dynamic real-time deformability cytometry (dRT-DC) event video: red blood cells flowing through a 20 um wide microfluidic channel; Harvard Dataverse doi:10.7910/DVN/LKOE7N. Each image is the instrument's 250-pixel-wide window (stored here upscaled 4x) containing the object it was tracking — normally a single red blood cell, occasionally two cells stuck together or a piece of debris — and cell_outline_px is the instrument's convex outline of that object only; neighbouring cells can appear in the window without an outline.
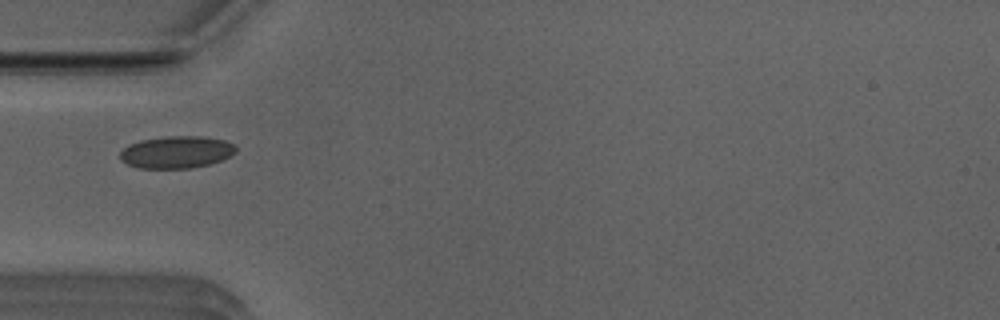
{"species": "Egyptian fruit bat (a non-hibernating species)", "species_latin": "Rousettus aegyptiacus", "temperature_condition": "room temperature", "stored_images_in_passage": 31, "camera_frame_rate_fps": 3000, "um_per_image_px": 0.085, "animal": {"sex": "male"}, "frame": {"image": 1, "passage_image": 1, "time_ms": 0.0, "image_size_px": [1000, 320], "cell_outline_px": [[236, 152], [220, 160], [208, 164], [192, 168], [140, 168], [128, 164], [120, 160], [120, 152], [128, 144], [140, 140], [164, 136], [204, 136], [224, 140], [236, 144]], "centroid_in_image_um": [14.99, 12.92], "position_along_channel_um": 70.0, "area_um2": 21.79}}
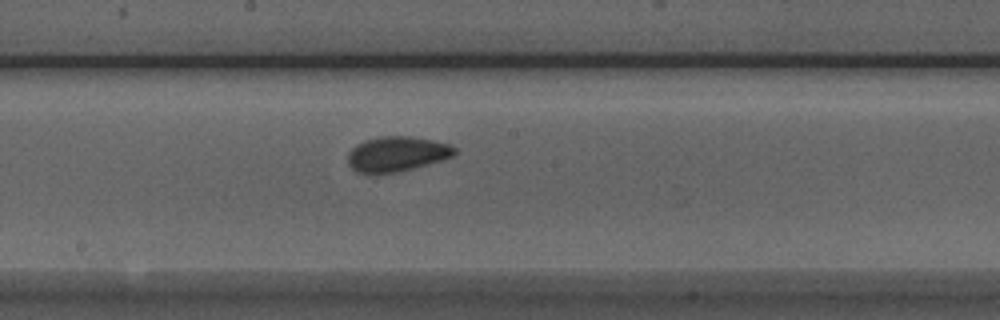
{"frame": {"image": 2, "passage_image": 12, "time_ms": 3.667, "image_size_px": [1000, 320], "cell_outline_px": [[456, 152], [452, 156], [440, 160], [412, 168], [396, 172], [356, 172], [348, 164], [348, 152], [356, 144], [364, 140], [380, 136], [408, 136], [432, 140], [452, 144], [456, 148]], "centroid_in_image_um": [33.72, 13.06], "position_along_channel_um": 214.5, "area_um2": 21.5}}
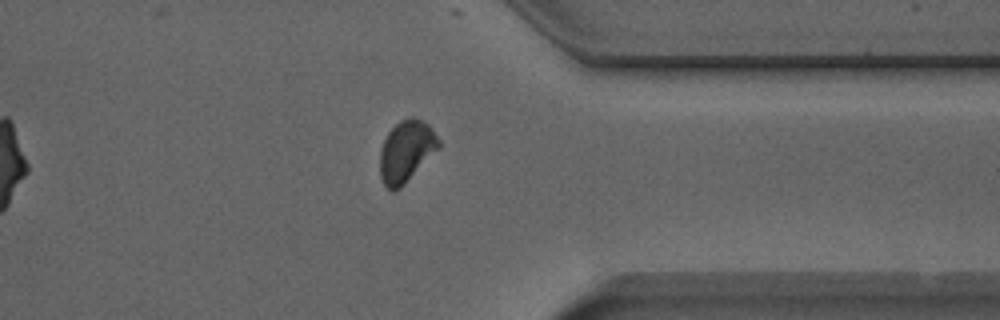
{"frame": {"image": 3, "passage_image": 25, "time_ms": 8.0, "image_size_px": [1000, 320], "cell_outline_px": [[440, 148], [396, 192], [392, 192], [384, 184], [380, 176], [380, 148], [388, 132], [400, 120], [408, 116], [412, 116], [424, 120], [432, 128], [440, 140]], "centroid_in_image_um": [34.54, 12.84], "position_along_channel_um": 376.9, "area_um2": 21.33}, "authors_computed_cell_mechanics": {"area_um2": 21.3282, "velocity_mm_per_s": 3.9296, "shape_relaxation_time_tau1_ms": 4.8648, "shape_relaxation_time_tau2_ms": 0.9911, "deformation_change_tau1": 0.0818, "deformation_change_tau2": 0.0382}}